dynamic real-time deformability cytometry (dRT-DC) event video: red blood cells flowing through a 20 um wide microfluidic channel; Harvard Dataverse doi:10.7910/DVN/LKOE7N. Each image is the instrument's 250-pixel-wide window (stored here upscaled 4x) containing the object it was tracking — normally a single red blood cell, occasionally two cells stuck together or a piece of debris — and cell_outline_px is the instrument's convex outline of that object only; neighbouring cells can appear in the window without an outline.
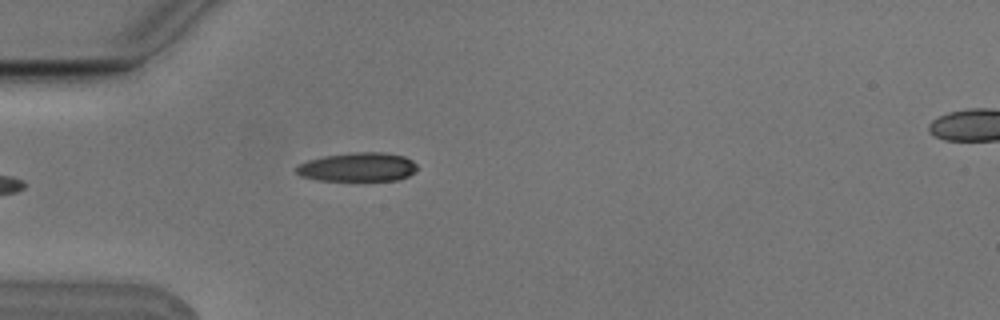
{"species": "Egyptian fruit bat (a non-hibernating species)", "species_latin": "Rousettus aegyptiacus", "temperature_condition": "cold", "stored_images_in_passage": 7, "camera_frame_rate_fps": 3000, "um_per_image_px": 0.085, "animal": {"sex": "male"}, "frame": {"image": 1, "passage_image": 6, "time_ms": 1.667, "image_size_px": [1000, 320], "cell_outline_px": [[416, 172], [408, 176], [396, 180], [320, 180], [300, 176], [296, 172], [296, 168], [300, 164], [308, 160], [324, 156], [352, 152], [384, 152], [404, 156], [412, 160], [416, 164]], "centroid_in_image_um": [30.43, 14.19], "position_along_channel_um": 54.6, "area_um2": 20.29}}